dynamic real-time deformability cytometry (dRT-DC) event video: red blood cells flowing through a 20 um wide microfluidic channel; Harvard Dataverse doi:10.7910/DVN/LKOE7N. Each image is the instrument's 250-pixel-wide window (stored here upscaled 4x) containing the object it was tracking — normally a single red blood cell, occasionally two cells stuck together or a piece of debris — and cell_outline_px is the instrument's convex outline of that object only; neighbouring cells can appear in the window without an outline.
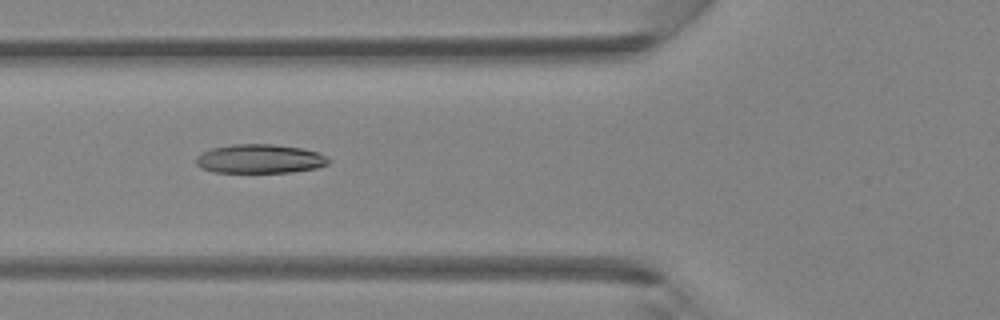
{"species": "Egyptian fruit bat (a non-hibernating species)", "species_latin": "Rousettus aegyptiacus", "temperature_condition": "room temperature", "stored_images_in_passage": 31, "camera_frame_rate_fps": 3000, "um_per_image_px": 0.085, "animal": {"sex": "female"}, "frame": {"image": 1, "passage_image": 3, "time_ms": 0.667, "image_size_px": [1000, 320], "cell_outline_px": [[332, 160], [328, 164], [320, 168], [292, 172], [212, 172], [200, 168], [196, 164], [196, 156], [200, 152], [212, 148], [232, 144], [272, 144], [300, 148], [320, 152]], "centroid_in_image_um": [22.1, 13.5], "position_along_channel_um": 103.7, "area_um2": 22.72}}
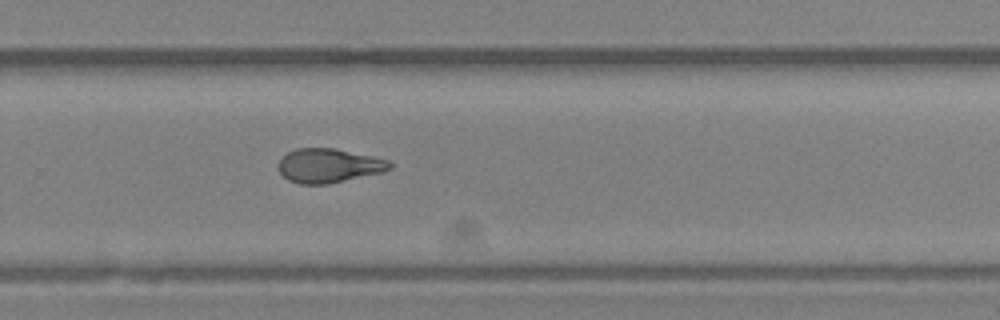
{"frame": {"image": 2, "passage_image": 16, "time_ms": 5.0, "image_size_px": [1000, 320], "cell_outline_px": [[396, 164], [392, 168], [384, 172], [328, 184], [300, 184], [288, 180], [280, 172], [276, 164], [288, 152], [296, 148], [336, 148], [372, 156], [388, 160]], "centroid_in_image_um": [27.98, 14.08], "position_along_channel_um": 301.8, "area_um2": 22.37}}
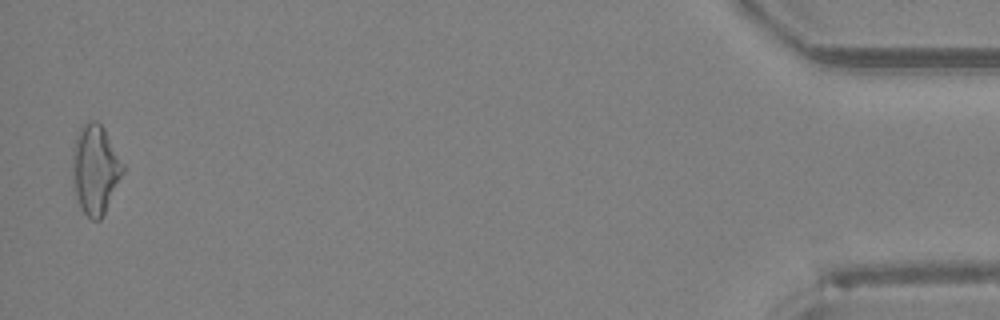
{"frame": {"image": 3, "passage_image": 30, "time_ms": 9.667, "image_size_px": [1000, 320], "cell_outline_px": [[124, 172], [100, 220], [92, 220], [84, 212], [76, 196], [72, 172], [72, 148], [76, 136], [80, 128], [88, 120], [96, 120], [104, 128], [124, 164]], "centroid_in_image_um": [8.09, 14.35], "position_along_channel_um": 427.1, "area_um2": 26.01}}